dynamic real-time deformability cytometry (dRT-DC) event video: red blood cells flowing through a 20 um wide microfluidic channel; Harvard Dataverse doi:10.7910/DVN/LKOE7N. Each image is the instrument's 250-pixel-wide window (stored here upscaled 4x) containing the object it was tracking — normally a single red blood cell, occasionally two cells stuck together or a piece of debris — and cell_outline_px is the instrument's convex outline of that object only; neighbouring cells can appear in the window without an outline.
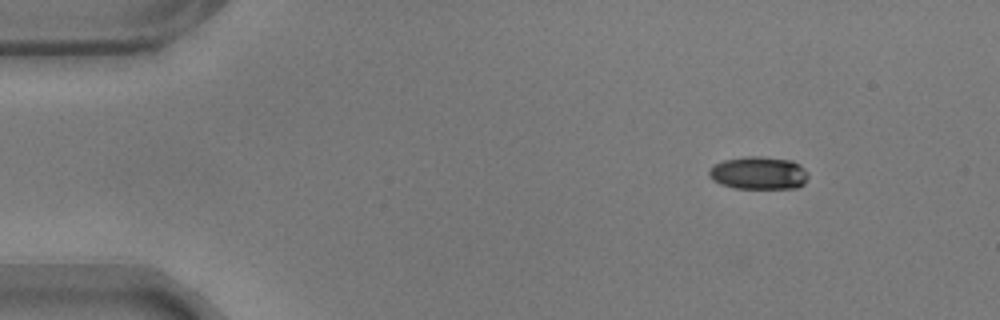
{"species": "common noctule bat (a hibernating species)", "species_latin": "Nyctalus noctula", "temperature_condition": "warm", "stored_images_in_passage": 11, "camera_frame_rate_fps": 3000, "um_per_image_px": 0.085, "animal": {"sex": "male", "body_mass_g": 17.9}, "frame": {"image": 1, "passage_image": 1, "time_ms": 0.0, "image_size_px": [1000, 320], "cell_outline_px": [[808, 176], [804, 184], [796, 188], [736, 188], [720, 184], [712, 180], [708, 176], [708, 168], [724, 160], [748, 156], [760, 156], [792, 160], [800, 164], [808, 172]], "centroid_in_image_um": [64.49, 14.7], "position_along_channel_um": 20.5, "area_um2": 19.13}}
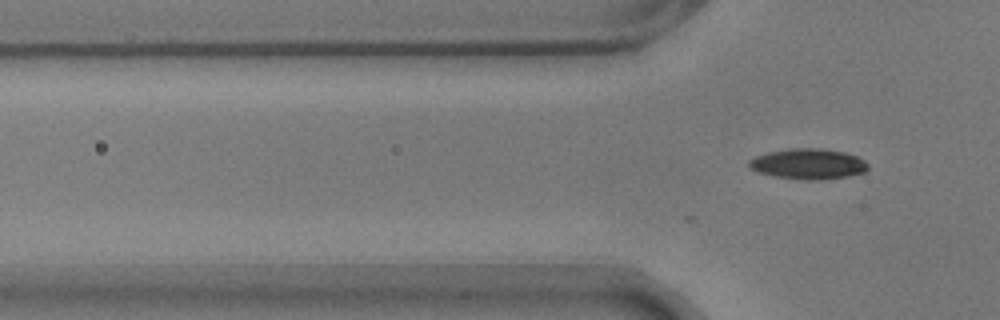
{"frame": {"image": 2, "passage_image": 11, "time_ms": 3.333, "image_size_px": [1000, 320], "cell_outline_px": [[868, 168], [864, 172], [848, 176], [820, 180], [808, 180], [772, 176], [760, 172], [752, 168], [748, 164], [748, 160], [756, 156], [768, 152], [792, 148], [820, 148], [844, 152], [856, 156], [864, 160], [868, 164]], "centroid_in_image_um": [68.71, 13.93], "position_along_channel_um": 57.1, "area_um2": 21.04}}